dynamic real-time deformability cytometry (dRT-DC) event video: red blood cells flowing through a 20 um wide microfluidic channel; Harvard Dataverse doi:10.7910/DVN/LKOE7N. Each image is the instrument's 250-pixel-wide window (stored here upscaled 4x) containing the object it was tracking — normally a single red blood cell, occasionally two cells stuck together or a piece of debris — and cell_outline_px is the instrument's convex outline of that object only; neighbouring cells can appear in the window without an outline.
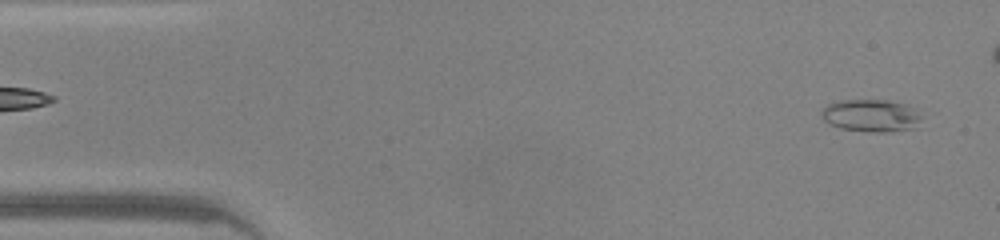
{"species": "common noctule bat (a hibernating species)", "species_latin": "Nyctalus noctula", "temperature_condition": "warm", "stored_images_in_passage": 40, "camera_frame_rate_fps": 3000, "um_per_image_px": 0.085, "animal": {"sex": "male", "body_mass_g": 20.0, "forearm_length_mm": 53.3}, "frame": {"image": 1, "passage_image": 2, "time_ms": 0.333, "image_size_px": [1000, 240], "cell_outline_px": [[920, 120], [916, 128], [892, 132], [872, 132], [840, 128], [828, 124], [824, 120], [820, 112], [828, 104], [840, 100], [888, 100], [904, 104], [912, 108], [920, 116]], "centroid_in_image_um": [74.02, 9.84], "position_along_channel_um": 11.0, "area_um2": 18.9}}
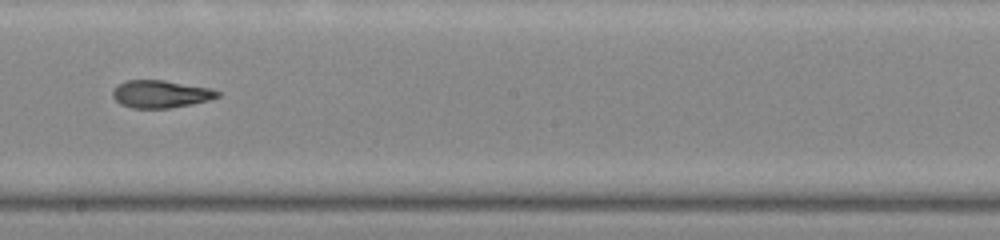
{"frame": {"image": 2, "passage_image": 25, "time_ms": 8.0, "image_size_px": [1000, 240], "cell_outline_px": [[220, 96], [208, 100], [192, 104], [168, 108], [132, 108], [120, 104], [112, 96], [112, 92], [120, 84], [128, 80], [164, 80], [212, 88], [220, 92]], "centroid_in_image_um": [13.68, 7.99], "position_along_channel_um": 234.5, "area_um2": 16.76}}
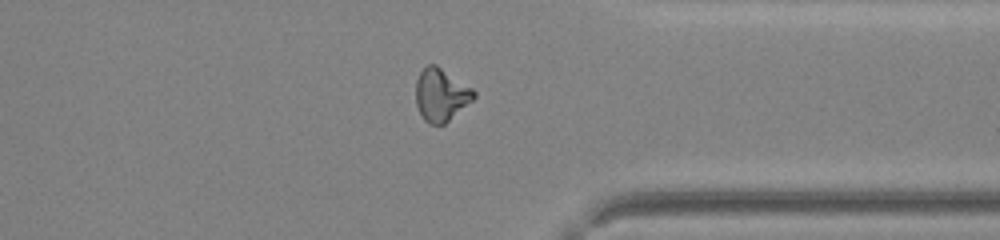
{"frame": {"image": 3, "passage_image": 35, "time_ms": 11.333, "image_size_px": [1000, 240], "cell_outline_px": [[476, 96], [472, 100], [444, 124], [428, 124], [424, 120], [416, 104], [416, 80], [420, 72], [428, 64], [436, 64], [472, 88], [476, 92]], "centroid_in_image_um": [37.47, 8.05], "position_along_channel_um": 373.9, "area_um2": 17.63}, "authors_computed_cell_mechanics": {"area_um2": 17.5134, "velocity_mm_per_s": 4.3743, "shape_relaxation_time_tau1_ms": 11.012, "shape_relaxation_time_tau2_ms": 3.2723, "deformation_change_tau1": 0.3151, "deformation_change_tau2": 0.1101}}